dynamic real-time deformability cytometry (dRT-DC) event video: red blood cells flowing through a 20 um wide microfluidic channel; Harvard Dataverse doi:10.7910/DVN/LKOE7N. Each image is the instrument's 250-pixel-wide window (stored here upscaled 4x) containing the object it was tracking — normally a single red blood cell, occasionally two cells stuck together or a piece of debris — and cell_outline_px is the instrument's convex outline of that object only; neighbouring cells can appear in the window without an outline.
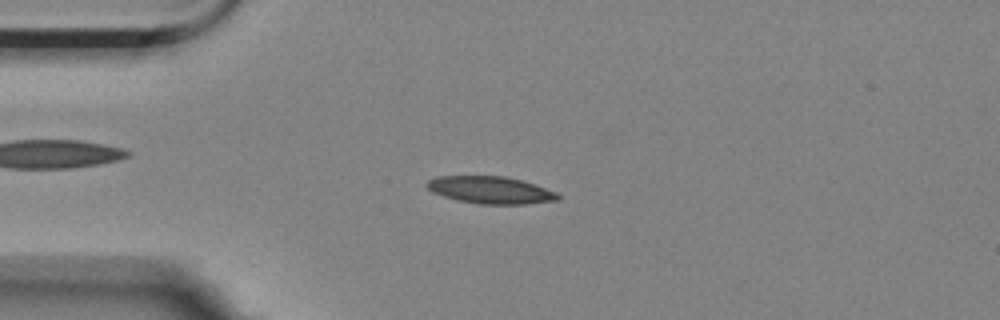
{"species": "Egyptian fruit bat (a non-hibernating species)", "species_latin": "Rousettus aegyptiacus", "temperature_condition": "room temperature", "stored_images_in_passage": 56, "camera_frame_rate_fps": 3000, "um_per_image_px": 0.085, "animal": {"sex": "female"}, "frame": {"image": 1, "passage_image": 13, "time_ms": 4.0, "image_size_px": [1000, 320], "cell_outline_px": [[560, 200], [524, 204], [480, 204], [456, 200], [432, 192], [424, 184], [428, 180], [436, 176], [504, 176], [520, 180], [556, 192], [560, 196]], "centroid_in_image_um": [41.65, 16.15], "position_along_channel_um": 43.3, "area_um2": 20.69}}
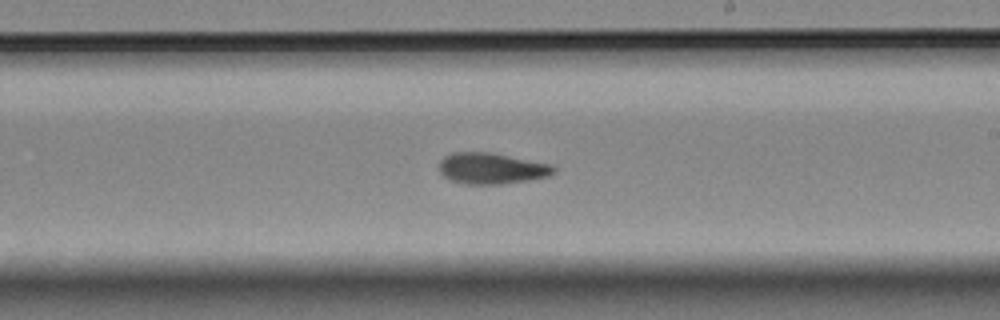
{"frame": {"image": 2, "passage_image": 32, "time_ms": 10.333, "image_size_px": [1000, 320], "cell_outline_px": [[556, 172], [548, 176], [528, 180], [500, 184], [464, 184], [448, 180], [440, 172], [440, 160], [444, 156], [452, 152], [488, 152], [552, 164], [556, 168]], "centroid_in_image_um": [41.77, 14.32], "position_along_channel_um": 247.2, "area_um2": 20.81}}
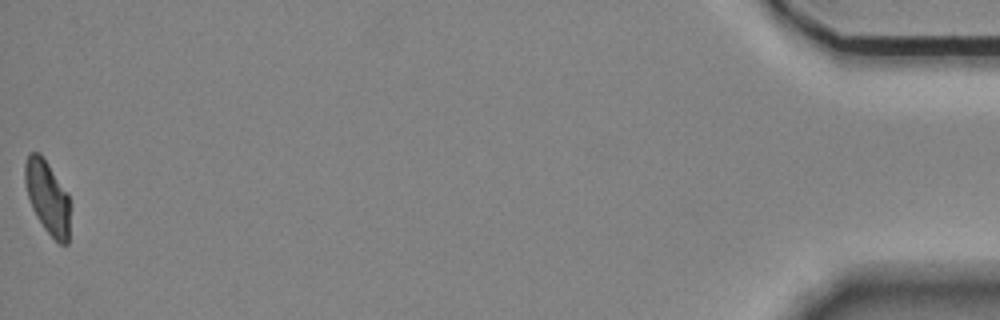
{"frame": {"image": 3, "passage_image": 56, "time_ms": 18.333, "image_size_px": [1000, 320], "cell_outline_px": [[68, 244], [60, 244], [44, 228], [36, 216], [32, 208], [24, 184], [24, 164], [28, 152], [40, 152], [68, 192]], "centroid_in_image_um": [4.0, 16.7], "position_along_channel_um": 431.2, "area_um2": 19.13}, "authors_computed_cell_mechanics": {"area_um2": 20.1433, "velocity_mm_per_s": 3.5046, "shape_relaxation_time_tau1_ms": null, "shape_relaxation_time_tau2_ms": 3.5842, "deformation_change_tau1": null, "deformation_change_tau2": 0.0986}}